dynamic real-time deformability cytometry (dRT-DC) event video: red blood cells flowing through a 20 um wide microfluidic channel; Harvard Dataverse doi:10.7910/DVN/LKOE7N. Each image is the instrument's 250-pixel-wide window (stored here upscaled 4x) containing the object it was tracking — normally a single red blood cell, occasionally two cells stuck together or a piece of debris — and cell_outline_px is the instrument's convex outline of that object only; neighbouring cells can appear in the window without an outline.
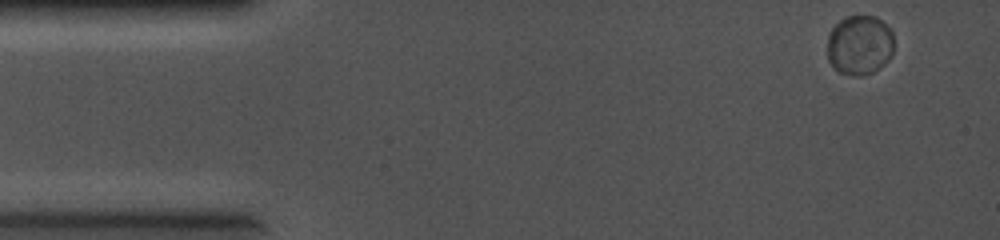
{"species": "common noctule bat (a hibernating species)", "species_latin": "Nyctalus noctula", "temperature_condition": "cold", "stored_images_in_passage": 3, "camera_frame_rate_fps": 5000, "um_per_image_px": 0.085, "animal": {"sex": "female", "body_mass_g": 19.0, "forearm_length_mm": 56.7}, "frame": {"image": 1, "passage_image": 1, "time_ms": 0.0, "image_size_px": [1000, 240], "cell_outline_px": [[892, 56], [884, 64], [872, 72], [860, 76], [856, 76], [840, 72], [828, 60], [828, 32], [844, 16], [876, 16], [892, 32]], "centroid_in_image_um": [73.05, 3.82], "position_along_channel_um": 12.0, "area_um2": 23.0}}
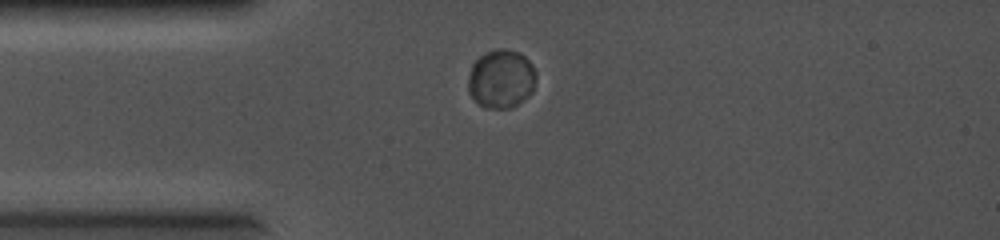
{"frame": {"image": 2, "passage_image": 3, "time_ms": 0.4, "image_size_px": [1000, 240], "cell_outline_px": [[536, 80], [532, 92], [528, 96], [512, 108], [484, 108], [476, 104], [468, 92], [468, 76], [472, 64], [480, 56], [496, 48], [504, 48], [520, 52], [532, 64], [536, 72]], "centroid_in_image_um": [42.59, 6.72], "position_along_channel_um": 42.4, "area_um2": 23.58}}